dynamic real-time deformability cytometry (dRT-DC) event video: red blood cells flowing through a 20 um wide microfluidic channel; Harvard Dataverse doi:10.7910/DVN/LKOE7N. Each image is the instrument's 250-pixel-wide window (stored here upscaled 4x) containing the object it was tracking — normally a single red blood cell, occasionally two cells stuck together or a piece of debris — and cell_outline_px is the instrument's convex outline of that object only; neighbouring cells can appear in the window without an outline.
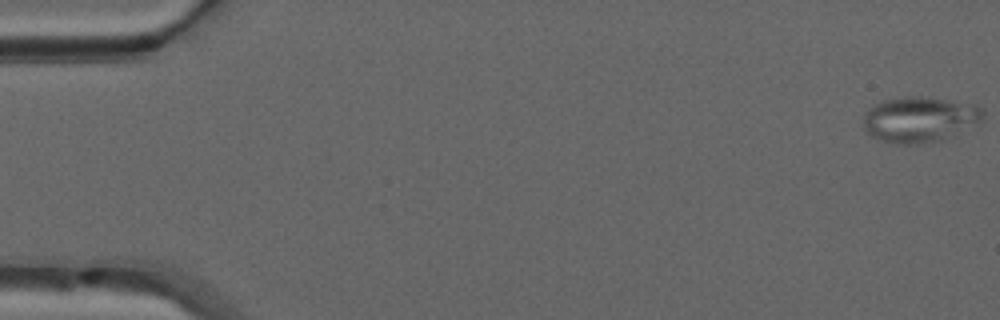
{"species": "common noctule bat (a hibernating species)", "species_latin": "Nyctalus noctula", "temperature_condition": "warm", "stored_images_in_passage": 51, "camera_frame_rate_fps": 3000, "um_per_image_px": 0.085, "animal": {"sex": "male", "forearm_length_mm": 52.5}, "frame": {"image": 1, "passage_image": 1, "time_ms": 0.0, "image_size_px": [1000, 320], "cell_outline_px": [[984, 120], [944, 140], [920, 144], [904, 144], [884, 140], [872, 136], [864, 132], [864, 116], [868, 108], [872, 104], [884, 100], [908, 96], [928, 96], [976, 104], [984, 108]], "centroid_in_image_um": [78.21, 10.13], "position_along_channel_um": 6.8, "area_um2": 32.25}}
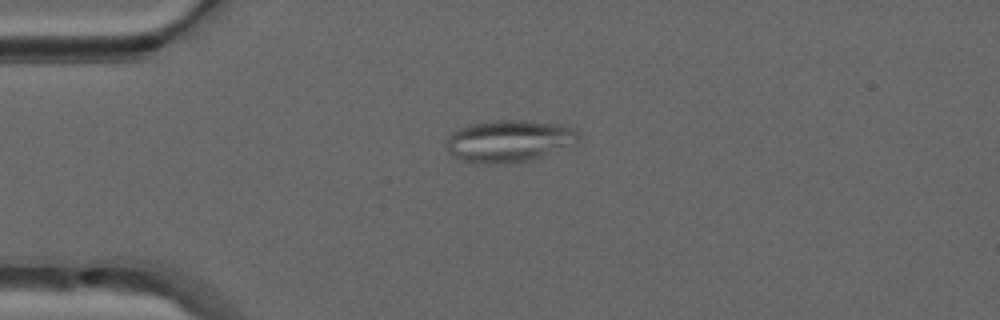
{"frame": {"image": 2, "passage_image": 13, "time_ms": 4.0, "image_size_px": [1000, 320], "cell_outline_px": [[580, 140], [576, 144], [540, 156], [524, 160], [492, 164], [464, 160], [448, 152], [444, 144], [448, 136], [452, 132], [468, 124], [496, 120], [524, 120], [560, 124], [572, 128], [576, 132]], "centroid_in_image_um": [43.24, 11.95], "position_along_channel_um": 41.8, "area_um2": 31.91}}
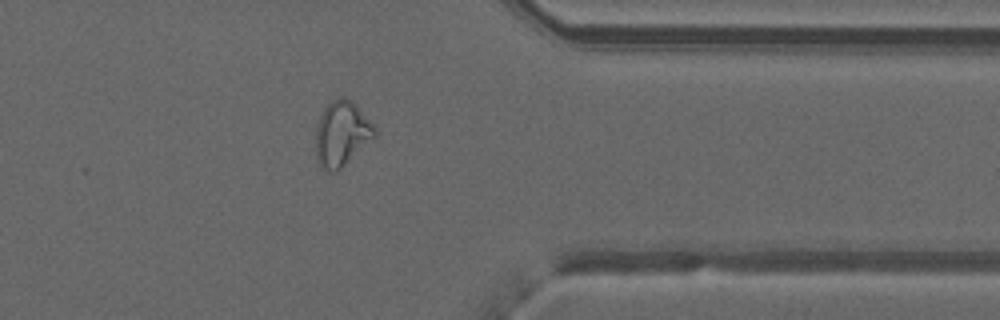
{"frame": {"image": 3, "passage_image": 41, "time_ms": 13.333, "image_size_px": [1000, 320], "cell_outline_px": [[376, 136], [336, 172], [328, 172], [320, 164], [316, 156], [316, 128], [320, 116], [324, 108], [332, 100], [340, 96], [344, 96], [352, 100], [356, 104], [376, 128]], "centroid_in_image_um": [29.05, 11.33], "position_along_channel_um": 382.4, "area_um2": 22.2}, "authors_computed_cell_mechanics": {"area_um2": 25.0852, "velocity_mm_per_s": 4.0411, "shape_relaxation_time_tau1_ms": null, "shape_relaxation_time_tau2_ms": 2.3683, "deformation_change_tau1": null, "deformation_change_tau2": 0.1032}}